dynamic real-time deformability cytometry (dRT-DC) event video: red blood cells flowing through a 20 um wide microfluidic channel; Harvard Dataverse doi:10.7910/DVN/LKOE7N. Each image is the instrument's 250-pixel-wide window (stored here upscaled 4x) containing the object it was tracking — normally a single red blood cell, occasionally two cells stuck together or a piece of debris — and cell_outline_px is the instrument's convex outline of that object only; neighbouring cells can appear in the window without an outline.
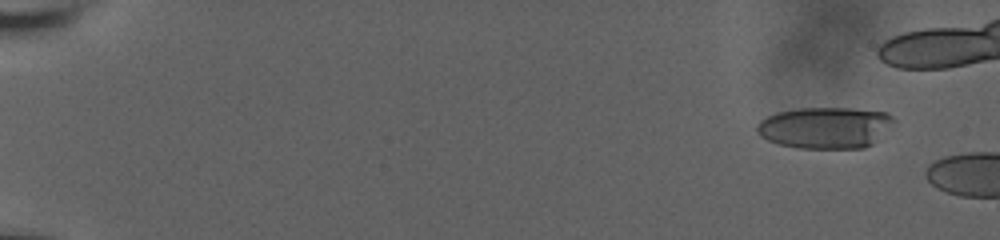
{"species": "human", "species_latin": "Homo sapiens", "temperature_condition": "room temperature", "stored_images_in_passage": 8, "camera_frame_rate_fps": 3000, "um_per_image_px": 0.085, "donor": {"sex": "male"}, "frame": {"image": 1, "passage_image": 1, "time_ms": 0.0, "image_size_px": [1000, 240], "cell_outline_px": [[896, 120], [872, 144], [864, 148], [800, 148], [780, 144], [768, 140], [760, 136], [756, 132], [756, 124], [760, 120], [776, 112], [800, 108], [848, 108], [888, 112]], "centroid_in_image_um": [70.12, 10.84], "position_along_channel_um": 14.9, "area_um2": 33.06}}